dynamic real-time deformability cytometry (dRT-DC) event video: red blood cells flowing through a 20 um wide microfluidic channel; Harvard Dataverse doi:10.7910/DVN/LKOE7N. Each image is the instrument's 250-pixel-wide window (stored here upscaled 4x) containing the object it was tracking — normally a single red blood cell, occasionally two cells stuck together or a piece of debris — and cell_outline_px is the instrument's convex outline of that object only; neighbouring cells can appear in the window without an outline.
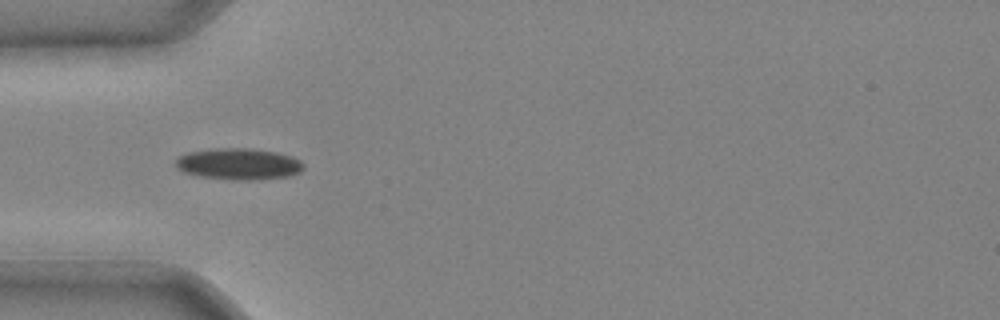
{"species": "common noctule bat (a hibernating species)", "species_latin": "Nyctalus noctula", "temperature_condition": "cold", "stored_images_in_passage": 29, "camera_frame_rate_fps": 3000, "um_per_image_px": 0.085, "animal": {"sex": "male", "body_mass_g": 20.4}, "frame": {"image": 1, "passage_image": 10, "time_ms": 3.0, "image_size_px": [1000, 320], "cell_outline_px": [[304, 168], [300, 172], [288, 176], [260, 180], [236, 180], [200, 176], [184, 172], [176, 168], [176, 160], [180, 156], [188, 152], [216, 148], [252, 148], [276, 152], [292, 156], [300, 160], [304, 164]], "centroid_in_image_um": [20.32, 13.94], "position_along_channel_um": 64.7, "area_um2": 23.52}}
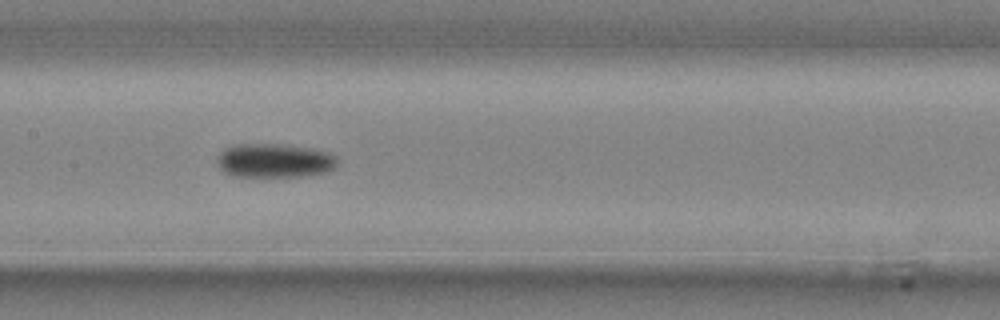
{"frame": {"image": 2, "passage_image": 18, "time_ms": 5.667, "image_size_px": [1000, 320], "cell_outline_px": [[336, 164], [332, 168], [324, 172], [300, 176], [236, 176], [224, 172], [220, 168], [216, 160], [216, 156], [224, 148], [236, 144], [280, 144], [312, 148], [332, 152], [336, 156]], "centroid_in_image_um": [23.3, 13.63], "position_along_channel_um": 184.1, "area_um2": 23.81}}
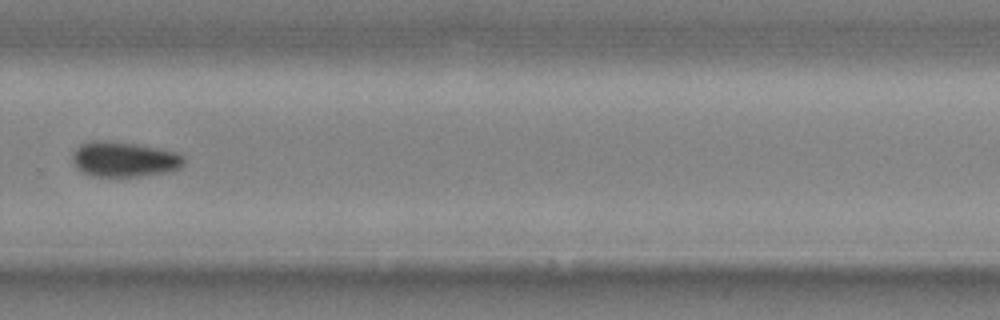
{"frame": {"image": 3, "passage_image": 27, "time_ms": 8.667, "image_size_px": [1000, 320], "cell_outline_px": [[184, 164], [180, 168], [172, 172], [140, 176], [92, 176], [80, 172], [76, 168], [72, 160], [72, 152], [80, 144], [92, 140], [104, 140], [136, 144], [180, 152], [184, 156]], "centroid_in_image_um": [10.56, 13.54], "position_along_channel_um": 319.2, "area_um2": 23.29}}